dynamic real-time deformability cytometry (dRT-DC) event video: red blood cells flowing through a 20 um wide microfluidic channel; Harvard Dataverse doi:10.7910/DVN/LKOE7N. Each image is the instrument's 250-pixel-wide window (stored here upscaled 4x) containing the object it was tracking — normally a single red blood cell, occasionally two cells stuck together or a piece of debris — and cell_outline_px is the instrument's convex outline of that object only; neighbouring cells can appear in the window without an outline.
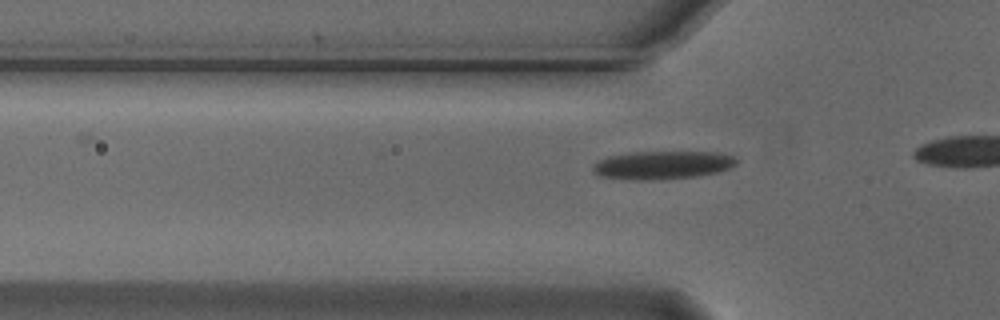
{"species": "Egyptian fruit bat (a non-hibernating species)", "species_latin": "Rousettus aegyptiacus", "temperature_condition": "cold", "stored_images_in_passage": 14, "camera_frame_rate_fps": 3000, "um_per_image_px": 0.085, "animal": {"sex": "male"}, "frame": {"image": 1, "passage_image": 8, "time_ms": 2.333, "image_size_px": [1000, 320], "cell_outline_px": [[736, 164], [728, 168], [716, 172], [700, 176], [660, 180], [636, 180], [600, 176], [592, 172], [592, 164], [596, 160], [608, 156], [628, 152], [716, 152], [732, 156], [736, 160]], "centroid_in_image_um": [56.23, 14.03], "position_along_channel_um": 69.6, "area_um2": 23.81}}
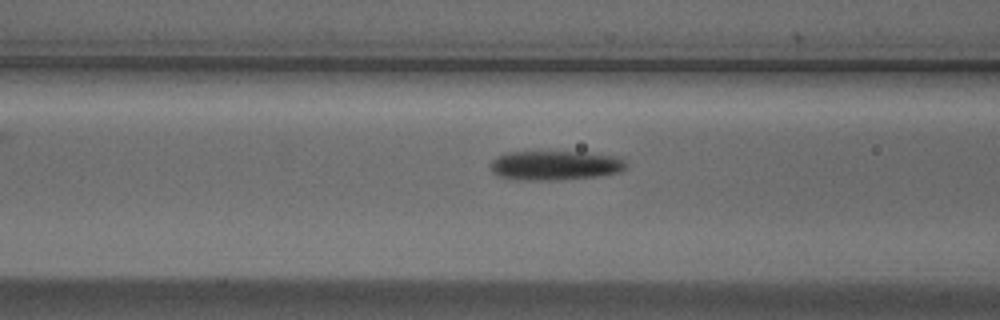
{"frame": {"image": 2, "passage_image": 12, "time_ms": 3.667, "image_size_px": [1000, 320], "cell_outline_px": [[628, 168], [620, 172], [600, 176], [556, 180], [516, 180], [496, 176], [488, 168], [488, 164], [496, 156], [504, 152], [584, 152], [620, 156], [628, 164]], "centroid_in_image_um": [47.17, 14.06], "position_along_channel_um": 119.4, "area_um2": 23.93}}